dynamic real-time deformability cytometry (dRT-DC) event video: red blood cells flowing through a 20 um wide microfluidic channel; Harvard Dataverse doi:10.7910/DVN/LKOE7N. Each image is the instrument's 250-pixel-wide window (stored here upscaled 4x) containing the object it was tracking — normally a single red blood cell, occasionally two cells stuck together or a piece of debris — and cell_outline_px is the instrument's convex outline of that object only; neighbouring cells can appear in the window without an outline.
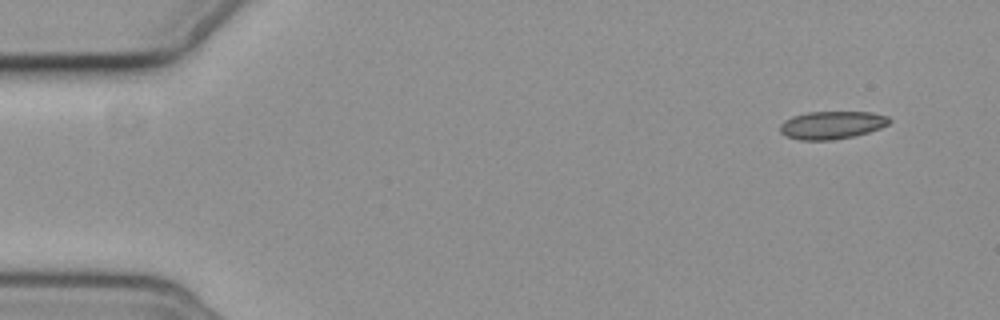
{"species": "common noctule bat (a hibernating species)", "species_latin": "Nyctalus noctula", "temperature_condition": "cold", "stored_images_in_passage": 8, "camera_frame_rate_fps": 3000, "um_per_image_px": 0.085, "animal": {"sex": "female", "body_mass_g": 19.3, "forearm_length_mm": 54.1}, "frame": {"image": 1, "passage_image": 1, "time_ms": 0.0, "image_size_px": [1000, 320], "cell_outline_px": [[892, 120], [888, 124], [880, 128], [868, 132], [852, 136], [832, 140], [800, 140], [784, 136], [780, 132], [780, 124], [784, 120], [792, 116], [808, 112], [872, 112], [888, 116]], "centroid_in_image_um": [70.68, 10.62], "position_along_channel_um": 14.3, "area_um2": 17.8}}
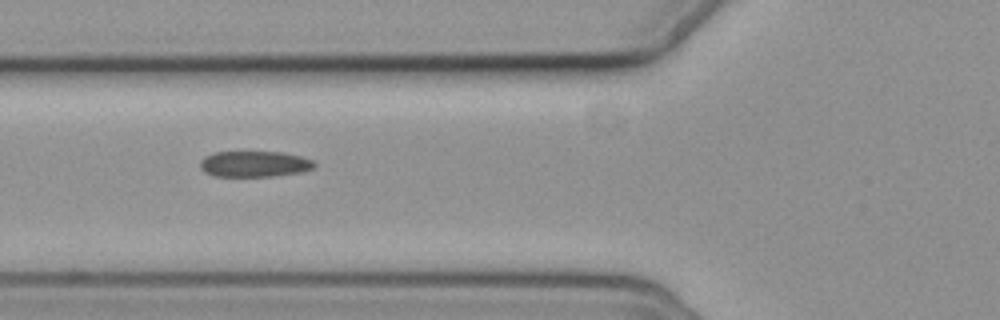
{"frame": {"image": 2, "passage_image": 6, "time_ms": 5.667, "image_size_px": [1000, 320], "cell_outline_px": [[316, 164], [312, 168], [300, 172], [272, 176], [212, 176], [204, 172], [200, 168], [200, 160], [204, 156], [216, 152], [284, 152], [300, 156], [312, 160]], "centroid_in_image_um": [21.58, 13.93], "position_along_channel_um": 104.2, "area_um2": 17.22}}
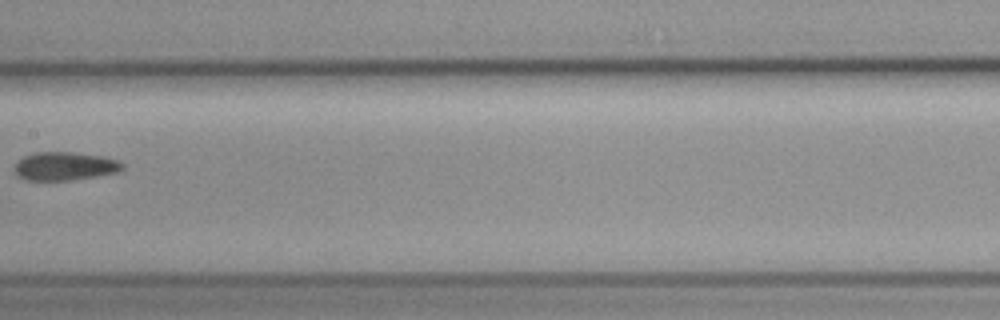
{"frame": {"image": 3, "passage_image": 8, "time_ms": 8.333, "image_size_px": [1000, 320], "cell_outline_px": [[124, 168], [116, 172], [96, 176], [68, 180], [28, 180], [20, 176], [12, 168], [16, 160], [24, 156], [36, 152], [72, 152], [104, 156], [116, 160], [124, 164]], "centroid_in_image_um": [5.48, 14.11], "position_along_channel_um": 201.9, "area_um2": 17.8}}